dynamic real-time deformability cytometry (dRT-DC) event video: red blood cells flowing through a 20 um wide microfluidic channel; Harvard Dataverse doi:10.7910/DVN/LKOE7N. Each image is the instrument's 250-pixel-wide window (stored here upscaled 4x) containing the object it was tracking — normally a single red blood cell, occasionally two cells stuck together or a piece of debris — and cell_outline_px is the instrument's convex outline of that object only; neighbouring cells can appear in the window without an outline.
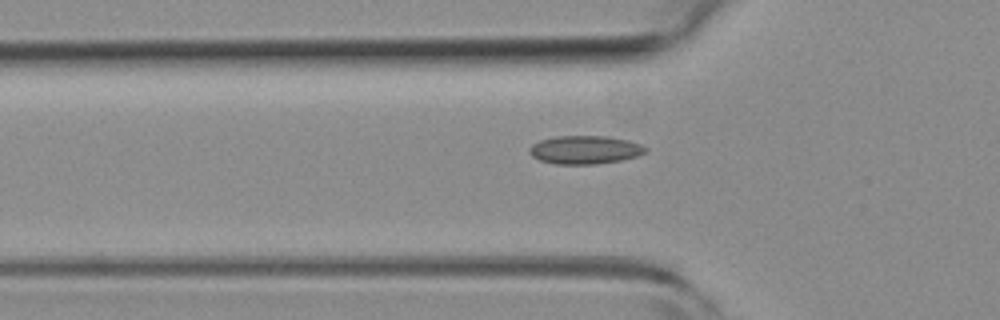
{"species": "common noctule bat (a hibernating species)", "species_latin": "Nyctalus noctula", "temperature_condition": "room temperature", "stored_images_in_passage": 5, "camera_frame_rate_fps": 3000, "um_per_image_px": 0.085, "animal": {"sex": "female", "body_mass_g": 19.3, "forearm_length_mm": 54.1}, "frame": {"image": 1, "passage_image": 5, "time_ms": 1.333, "image_size_px": [1000, 320], "cell_outline_px": [[648, 152], [636, 156], [620, 160], [596, 164], [556, 164], [540, 160], [532, 156], [528, 152], [528, 148], [532, 144], [540, 140], [556, 136], [608, 136], [628, 140], [640, 144], [648, 148]], "centroid_in_image_um": [49.71, 12.73], "position_along_channel_um": 76.1, "area_um2": 19.25}}